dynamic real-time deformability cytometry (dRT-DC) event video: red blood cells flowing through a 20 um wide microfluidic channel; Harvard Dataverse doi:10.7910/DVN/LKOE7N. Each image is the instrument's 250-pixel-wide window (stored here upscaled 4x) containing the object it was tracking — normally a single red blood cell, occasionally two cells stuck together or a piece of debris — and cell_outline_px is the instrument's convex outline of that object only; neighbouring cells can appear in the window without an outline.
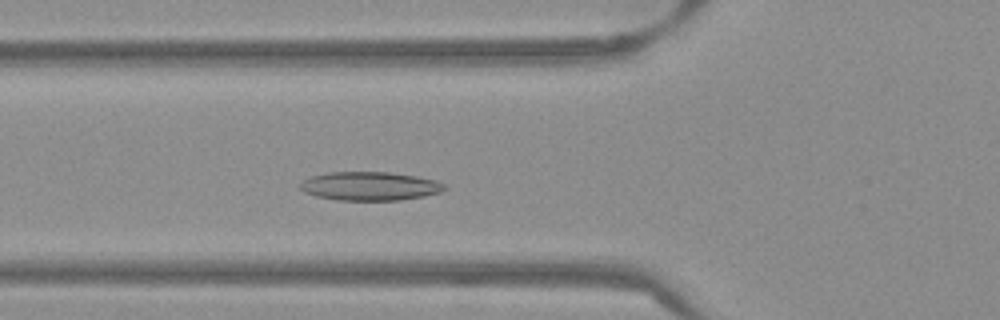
{"species": "Egyptian fruit bat (a non-hibernating species)", "species_latin": "Rousettus aegyptiacus", "temperature_condition": "warm", "stored_images_in_passage": 49, "camera_frame_rate_fps": 3000, "um_per_image_px": 0.085, "frame": {"image": 1, "passage_image": 15, "time_ms": 4.667, "image_size_px": [1000, 320], "cell_outline_px": [[448, 188], [440, 192], [424, 196], [400, 200], [336, 200], [316, 196], [304, 192], [300, 188], [300, 184], [304, 180], [312, 176], [328, 172], [388, 172], [416, 176], [436, 180], [444, 184]], "centroid_in_image_um": [31.45, 15.82], "position_along_channel_um": 94.4, "area_um2": 24.1}}
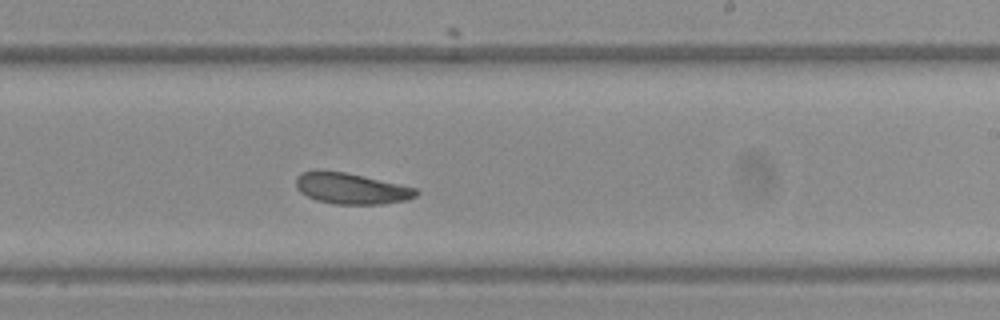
{"frame": {"image": 2, "passage_image": 28, "time_ms": 9.0, "image_size_px": [1000, 320], "cell_outline_px": [[420, 192], [416, 196], [408, 200], [380, 204], [336, 204], [316, 200], [300, 192], [296, 188], [296, 176], [300, 172], [316, 168], [344, 172], [416, 188]], "centroid_in_image_um": [29.79, 16.0], "position_along_channel_um": 259.2, "area_um2": 21.91}}
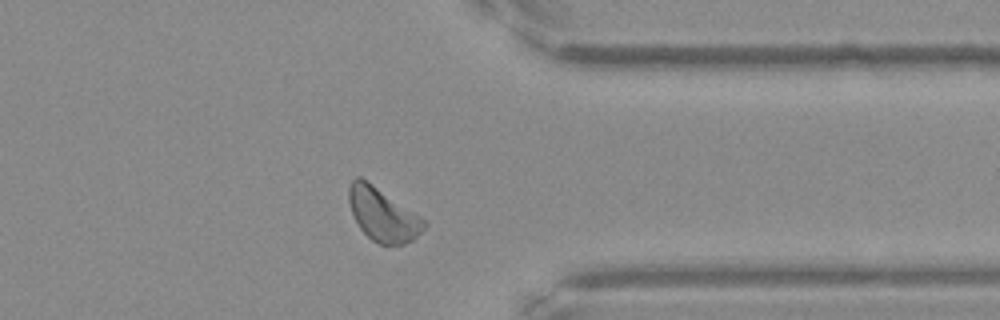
{"frame": {"image": 3, "passage_image": 38, "time_ms": 12.333, "image_size_px": [1000, 320], "cell_outline_px": [[428, 224], [412, 240], [404, 244], [380, 244], [372, 240], [360, 228], [352, 212], [348, 200], [348, 188], [352, 180], [356, 176], [360, 176], [420, 216]], "centroid_in_image_um": [32.51, 18.23], "position_along_channel_um": 378.9, "area_um2": 22.83}, "authors_computed_cell_mechanics": {"area_um2": 22.8888, "velocity_mm_per_s": 3.7982, "shape_relaxation_time_tau1_ms": 6.1406, "shape_relaxation_time_tau2_ms": null, "deformation_change_tau1": 0.1225, "deformation_change_tau2": null}}